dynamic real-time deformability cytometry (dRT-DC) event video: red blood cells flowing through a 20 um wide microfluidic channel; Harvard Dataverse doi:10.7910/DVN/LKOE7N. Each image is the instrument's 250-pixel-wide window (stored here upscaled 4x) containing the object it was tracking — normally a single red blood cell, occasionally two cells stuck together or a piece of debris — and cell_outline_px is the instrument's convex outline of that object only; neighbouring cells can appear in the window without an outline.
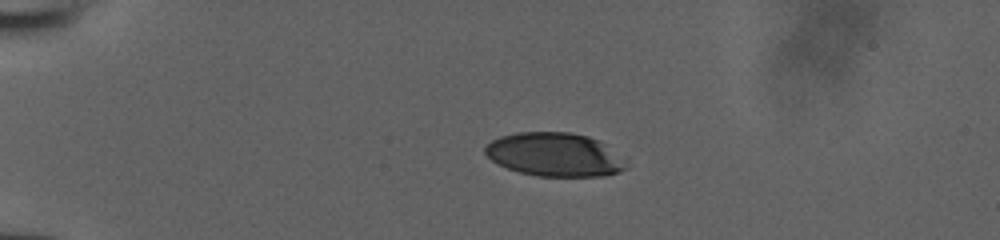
{"species": "human", "species_latin": "Homo sapiens", "temperature_condition": "room temperature", "stored_images_in_passage": 40, "camera_frame_rate_fps": 3000, "um_per_image_px": 0.085, "donor": {"sex": "male"}, "frame": {"image": 1, "passage_image": 1, "time_ms": 0.0, "image_size_px": [1000, 240], "cell_outline_px": [[628, 168], [620, 172], [604, 176], [536, 176], [520, 172], [508, 168], [492, 160], [484, 152], [484, 148], [492, 140], [500, 136], [516, 132], [572, 132], [588, 136], [600, 140]], "centroid_in_image_um": [47.1, 13.13], "position_along_channel_um": 37.9, "area_um2": 35.43}}
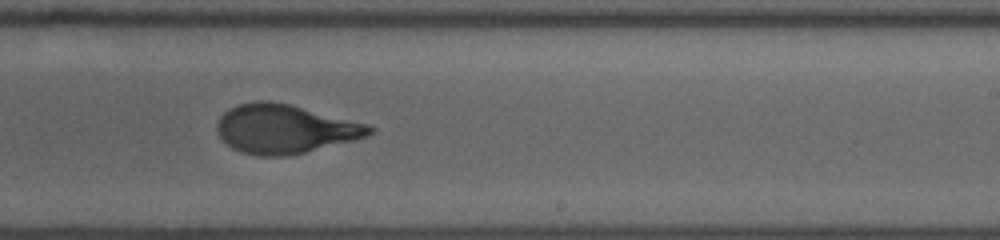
{"frame": {"image": 2, "passage_image": 22, "time_ms": 7.0, "image_size_px": [1000, 240], "cell_outline_px": [[376, 128], [372, 132], [356, 140], [288, 156], [256, 156], [240, 152], [232, 148], [220, 136], [216, 128], [216, 124], [220, 116], [228, 108], [236, 104], [256, 100], [272, 100], [368, 124]], "centroid_in_image_um": [24.17, 10.95], "position_along_channel_um": 264.8, "area_um2": 43.52}}
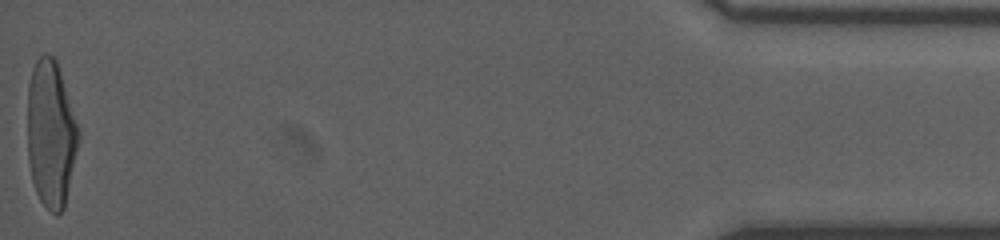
{"frame": {"image": 3, "passage_image": 40, "time_ms": 13.0, "image_size_px": [1000, 240], "cell_outline_px": [[80, 136], [64, 208], [56, 216], [40, 200], [36, 192], [32, 180], [28, 160], [28, 84], [32, 68], [36, 60], [44, 52], [52, 56], [56, 60], [80, 128]], "centroid_in_image_um": [4.33, 11.35], "position_along_channel_um": 430.9, "area_um2": 43.75}}